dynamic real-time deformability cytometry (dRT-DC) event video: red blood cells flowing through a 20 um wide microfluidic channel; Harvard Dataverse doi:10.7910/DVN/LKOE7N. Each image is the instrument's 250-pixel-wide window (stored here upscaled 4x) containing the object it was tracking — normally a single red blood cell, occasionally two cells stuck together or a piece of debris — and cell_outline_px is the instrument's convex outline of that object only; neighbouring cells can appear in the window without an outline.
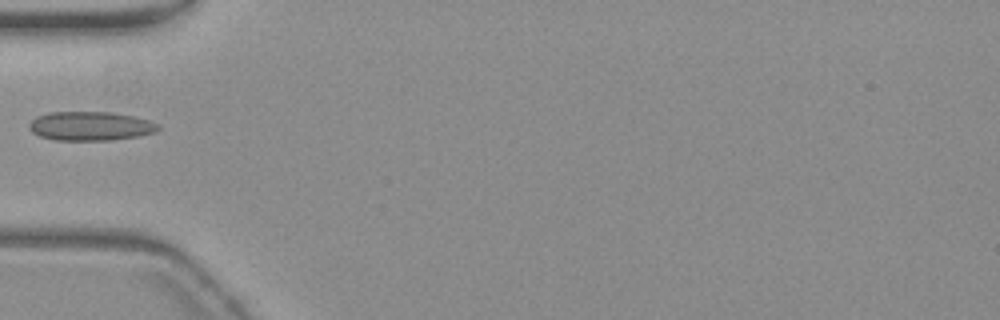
{"species": "common noctule bat (a hibernating species)", "species_latin": "Nyctalus noctula", "temperature_condition": "warm", "stored_images_in_passage": 37, "camera_frame_rate_fps": 3000, "um_per_image_px": 0.085, "animal": {"sex": "female", "body_mass_g": 19.3, "forearm_length_mm": 54.1}, "frame": {"image": 1, "passage_image": 1, "time_ms": 0.0, "image_size_px": [1000, 320], "cell_outline_px": [[160, 128], [156, 132], [140, 136], [108, 140], [52, 140], [40, 136], [32, 132], [28, 128], [28, 124], [36, 116], [48, 112], [112, 112], [132, 116], [148, 120], [156, 124]], "centroid_in_image_um": [7.65, 10.72], "position_along_channel_um": 77.4, "area_um2": 21.85}}
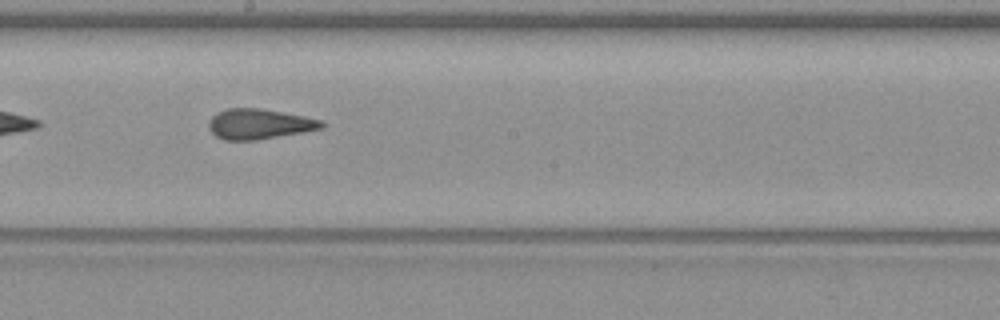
{"frame": {"image": 2, "passage_image": 13, "time_ms": 4.0, "image_size_px": [1000, 320], "cell_outline_px": [[324, 128], [256, 140], [224, 140], [216, 136], [208, 128], [208, 124], [212, 116], [216, 112], [228, 108], [260, 108], [304, 116], [324, 120]], "centroid_in_image_um": [22.02, 10.53], "position_along_channel_um": 226.2, "area_um2": 19.88}}
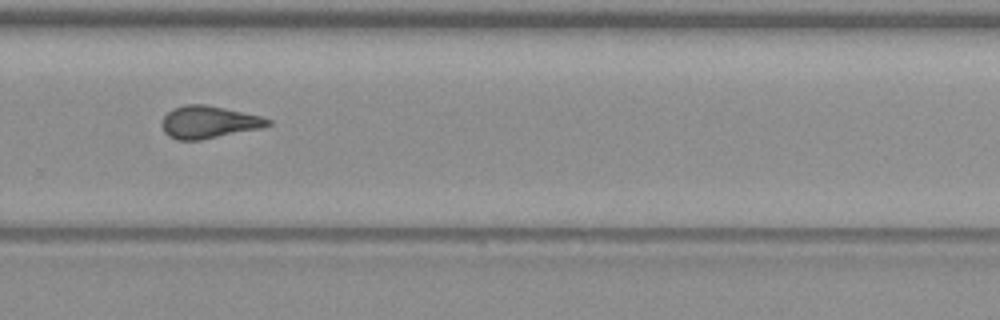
{"frame": {"image": 3, "passage_image": 20, "time_ms": 6.333, "image_size_px": [1000, 320], "cell_outline_px": [[272, 124], [260, 128], [200, 140], [176, 140], [168, 136], [164, 132], [160, 124], [164, 116], [172, 108], [184, 104], [208, 104], [260, 116], [272, 120]], "centroid_in_image_um": [17.69, 10.37], "position_along_channel_um": 312.1, "area_um2": 20.11}}